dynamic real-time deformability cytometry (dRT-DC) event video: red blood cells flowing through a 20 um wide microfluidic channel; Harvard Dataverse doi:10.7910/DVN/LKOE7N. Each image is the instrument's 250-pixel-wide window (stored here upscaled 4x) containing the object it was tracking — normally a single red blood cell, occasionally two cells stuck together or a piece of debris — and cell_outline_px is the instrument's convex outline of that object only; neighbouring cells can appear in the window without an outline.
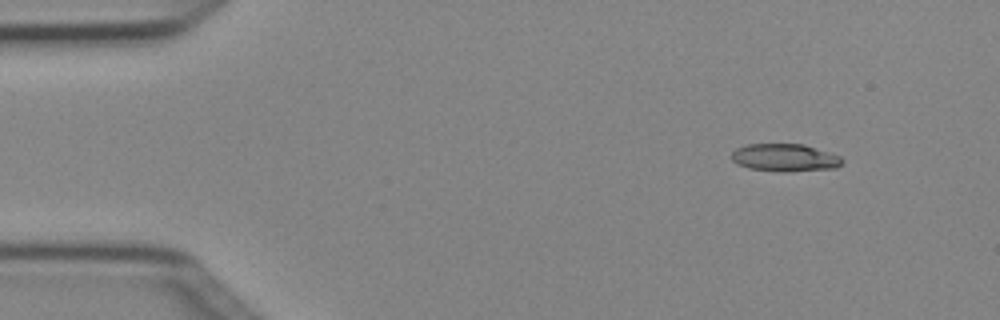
{"species": "Egyptian fruit bat (a non-hibernating species)", "species_latin": "Rousettus aegyptiacus", "temperature_condition": "cold", "stored_images_in_passage": 5, "camera_frame_rate_fps": 3000, "um_per_image_px": 0.085, "animal": {"sex": "female"}, "frame": {"image": 1, "passage_image": 1, "time_ms": 0.0, "image_size_px": [1000, 320], "cell_outline_px": [[844, 160], [836, 168], [788, 172], [784, 172], [748, 168], [736, 164], [732, 160], [732, 152], [736, 148], [748, 144], [804, 144], [840, 156]], "centroid_in_image_um": [66.7, 13.4], "position_along_channel_um": 18.3, "area_um2": 17.86}}
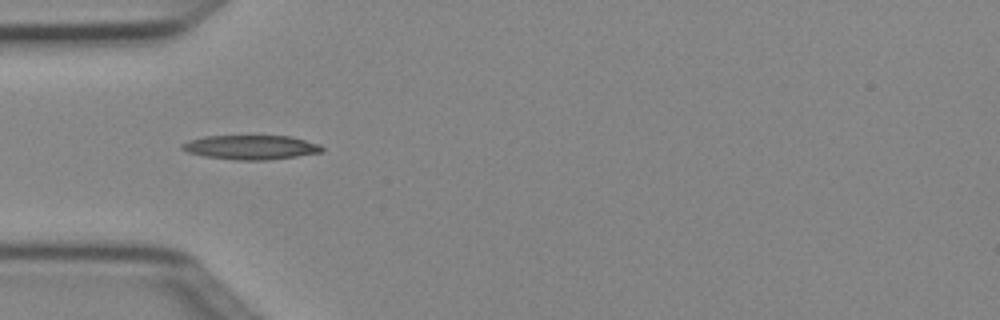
{"frame": {"image": 2, "passage_image": 4, "time_ms": 1.0, "image_size_px": [1000, 320], "cell_outline_px": [[324, 152], [268, 160], [236, 160], [204, 156], [188, 152], [180, 148], [180, 144], [188, 140], [204, 136], [288, 136], [320, 144], [324, 148]], "centroid_in_image_um": [21.31, 12.52], "position_along_channel_um": 63.7, "area_um2": 19.83}}
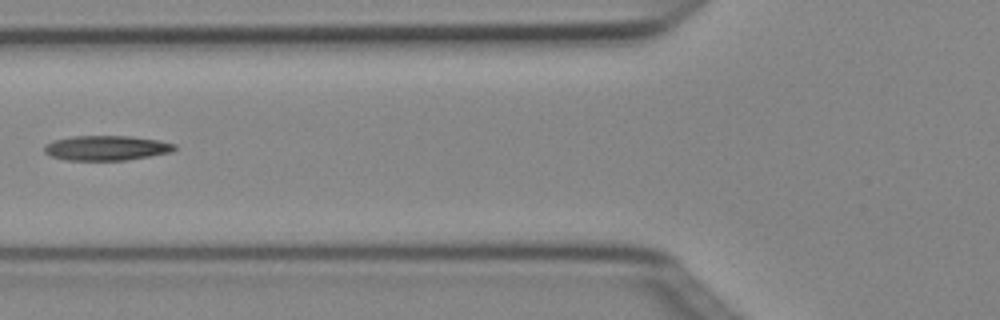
{"frame": {"image": 3, "passage_image": 5, "time_ms": 1.333, "image_size_px": [1000, 320], "cell_outline_px": [[176, 148], [172, 152], [124, 160], [64, 160], [52, 156], [44, 152], [44, 144], [52, 140], [72, 136], [128, 136], [160, 140], [176, 144]], "centroid_in_image_um": [9.02, 12.57], "position_along_channel_um": 116.8, "area_um2": 18.9}}